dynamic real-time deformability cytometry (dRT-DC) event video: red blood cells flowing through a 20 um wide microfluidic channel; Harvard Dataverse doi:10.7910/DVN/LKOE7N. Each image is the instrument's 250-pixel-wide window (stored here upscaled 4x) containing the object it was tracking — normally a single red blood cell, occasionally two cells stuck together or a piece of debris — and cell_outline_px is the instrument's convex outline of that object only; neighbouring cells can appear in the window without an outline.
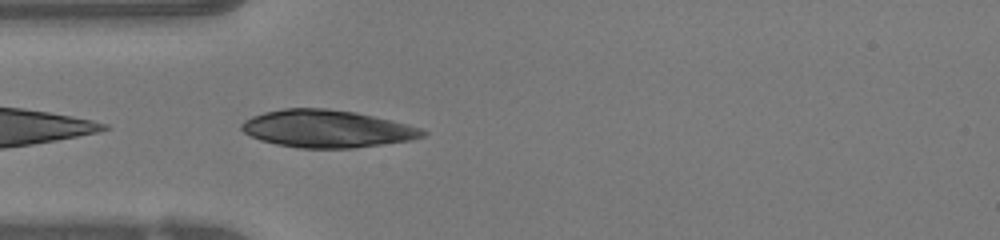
{"species": "human", "species_latin": "Homo sapiens", "temperature_condition": "warm", "stored_images_in_passage": 37, "camera_frame_rate_fps": 3000, "um_per_image_px": 0.085, "donor": {"sex": "female"}, "frame": {"image": 1, "passage_image": 2, "time_ms": 0.333, "image_size_px": [1000, 240], "cell_outline_px": [[428, 132], [424, 136], [412, 140], [356, 148], [300, 148], [276, 144], [260, 140], [244, 132], [240, 128], [240, 124], [244, 120], [252, 116], [264, 112], [284, 108], [324, 108], [356, 112], [392, 120], [408, 124], [420, 128]], "centroid_in_image_um": [27.8, 10.94], "position_along_channel_um": 57.2, "area_um2": 39.71}}
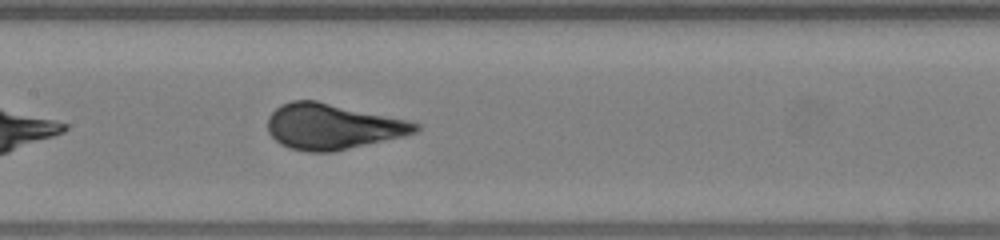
{"frame": {"image": 2, "passage_image": 11, "time_ms": 3.333, "image_size_px": [1000, 240], "cell_outline_px": [[420, 128], [416, 132], [404, 136], [332, 152], [308, 152], [288, 148], [280, 144], [268, 132], [268, 116], [280, 104], [292, 100], [316, 100], [408, 120], [420, 124]], "centroid_in_image_um": [28.24, 10.75], "position_along_channel_um": 179.2, "area_um2": 39.3}}
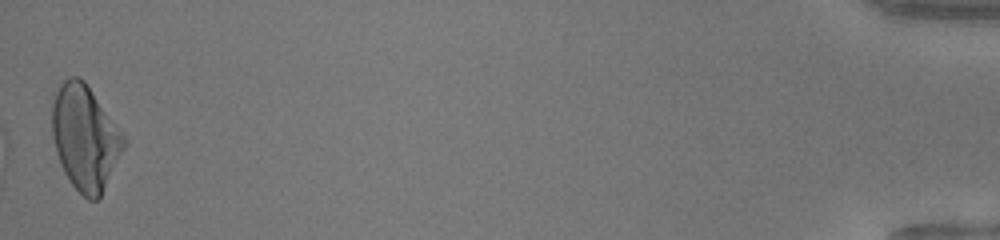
{"frame": {"image": 3, "passage_image": 37, "time_ms": 12.0, "image_size_px": [1000, 240], "cell_outline_px": [[124, 148], [100, 196], [96, 200], [88, 200], [72, 184], [64, 172], [60, 164], [56, 152], [52, 136], [52, 104], [56, 92], [60, 84], [64, 80], [72, 76], [80, 76], [84, 80], [124, 136]], "centroid_in_image_um": [7.19, 11.68], "position_along_channel_um": 428.0, "area_um2": 43.06}, "authors_computed_cell_mechanics": {"area_um2": 39.7086, "velocity_mm_per_s": 4.0874, "shape_relaxation_time_tau1_ms": 4.34, "shape_relaxation_time_tau2_ms": null, "deformation_change_tau1": 0.2561, "deformation_change_tau2": null}}